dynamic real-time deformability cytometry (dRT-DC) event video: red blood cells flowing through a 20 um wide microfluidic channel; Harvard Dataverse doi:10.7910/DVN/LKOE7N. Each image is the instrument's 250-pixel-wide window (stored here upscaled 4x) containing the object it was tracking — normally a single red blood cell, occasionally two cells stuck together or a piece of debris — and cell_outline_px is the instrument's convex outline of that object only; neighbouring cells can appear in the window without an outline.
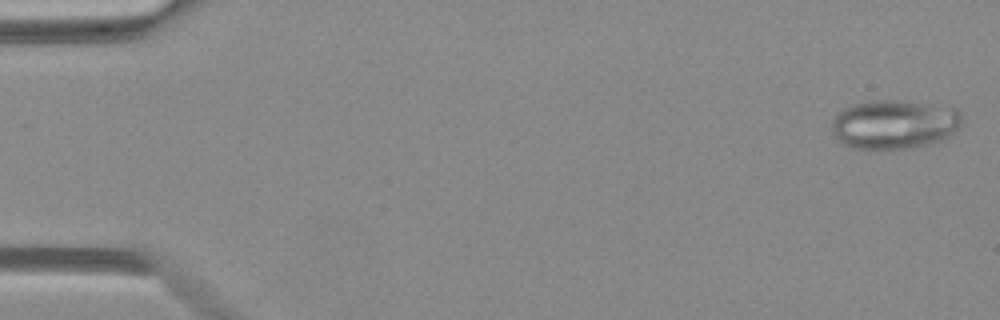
{"species": "Egyptian fruit bat (a non-hibernating species)", "species_latin": "Rousettus aegyptiacus", "temperature_condition": "warm", "stored_images_in_passage": 9, "camera_frame_rate_fps": 3000, "um_per_image_px": 0.085, "animal": {"sex": "female"}, "frame": {"image": 1, "passage_image": 1, "time_ms": 0.0, "image_size_px": [1000, 320], "cell_outline_px": [[964, 120], [948, 136], [940, 140], [928, 144], [912, 148], [852, 148], [844, 144], [832, 132], [832, 124], [836, 116], [844, 108], [856, 104], [876, 100], [896, 100], [956, 108], [960, 112]], "centroid_in_image_um": [76.03, 10.57], "position_along_channel_um": 9.0, "area_um2": 36.59}}